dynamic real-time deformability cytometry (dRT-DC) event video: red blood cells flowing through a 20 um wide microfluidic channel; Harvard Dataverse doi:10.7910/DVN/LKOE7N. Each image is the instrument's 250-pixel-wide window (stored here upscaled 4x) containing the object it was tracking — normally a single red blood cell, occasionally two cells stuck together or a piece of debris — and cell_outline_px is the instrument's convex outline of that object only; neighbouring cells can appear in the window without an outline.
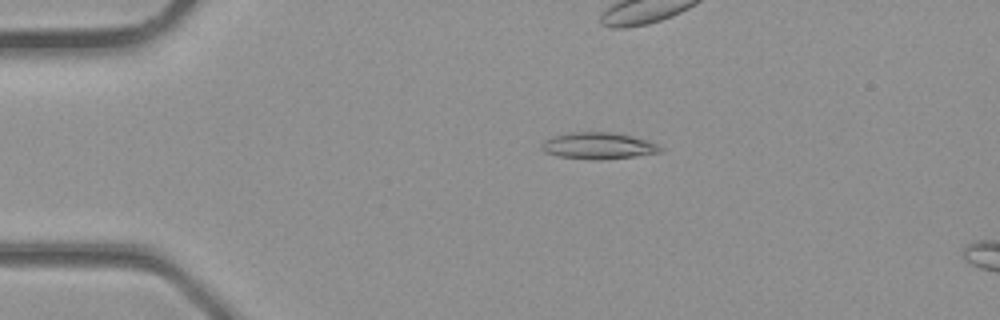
{"species": "common noctule bat (a hibernating species)", "species_latin": "Nyctalus noctula", "temperature_condition": "room temperature", "stored_images_in_passage": 2, "camera_frame_rate_fps": 3000, "um_per_image_px": 0.085, "animal": {"sex": "male", "body_mass_g": 23.1, "forearm_length_mm": 52.7}, "frame": {"image": 1, "passage_image": 1, "time_ms": 0.0, "image_size_px": [1000, 320], "cell_outline_px": [[664, 148], [660, 152], [636, 156], [600, 160], [596, 160], [556, 156], [544, 152], [540, 148], [540, 144], [544, 140], [556, 136], [572, 132], [608, 132], [632, 136], [648, 140]], "centroid_in_image_um": [50.84, 12.4], "position_along_channel_um": 34.2, "area_um2": 18.38}}